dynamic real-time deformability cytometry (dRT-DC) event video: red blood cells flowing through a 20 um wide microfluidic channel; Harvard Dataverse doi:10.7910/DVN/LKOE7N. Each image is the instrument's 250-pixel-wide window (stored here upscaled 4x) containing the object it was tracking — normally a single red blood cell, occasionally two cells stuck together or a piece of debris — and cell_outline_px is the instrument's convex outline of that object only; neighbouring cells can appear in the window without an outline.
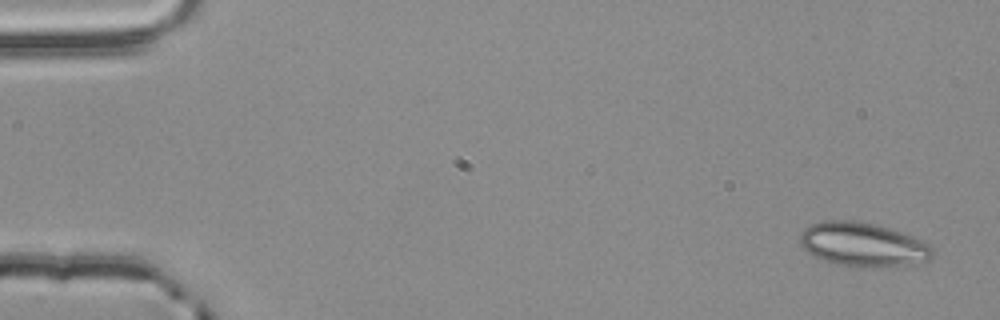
{"species": "common noctule bat (a hibernating species)", "species_latin": "Nyctalus noctula", "temperature_condition": "room temperature", "stored_images_in_passage": 54, "camera_frame_rate_fps": 3000, "um_per_image_px": 0.085, "animal": {"sex": "male", "body_mass_g": 20.4}, "frame": {"image": 1, "passage_image": 1, "time_ms": 0.0, "image_size_px": [1000, 320], "cell_outline_px": [[932, 256], [928, 260], [904, 264], [856, 268], [836, 264], [812, 256], [800, 244], [800, 232], [804, 228], [812, 224], [824, 220], [852, 220], [872, 224], [888, 228], [912, 236], [928, 244], [932, 248]], "centroid_in_image_um": [73.27, 20.78], "position_along_channel_um": 11.7, "area_um2": 33.58}}
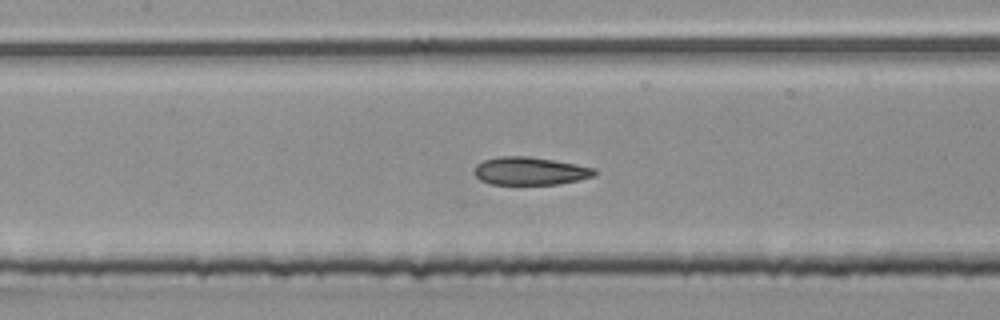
{"frame": {"image": 2, "passage_image": 24, "time_ms": 7.667, "image_size_px": [1000, 320], "cell_outline_px": [[596, 176], [580, 180], [560, 184], [492, 184], [480, 180], [472, 172], [476, 164], [484, 160], [500, 156], [528, 156], [576, 164], [596, 168]], "centroid_in_image_um": [45.06, 14.54], "position_along_channel_um": 162.3, "area_um2": 19.71}}
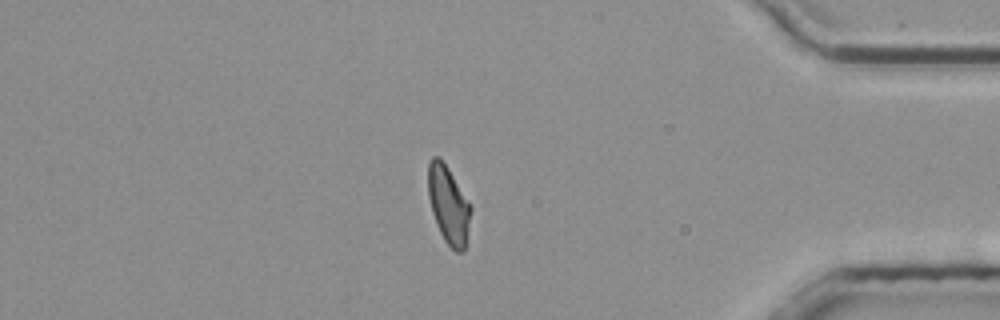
{"frame": {"image": 3, "passage_image": 45, "time_ms": 14.667, "image_size_px": [1000, 320], "cell_outline_px": [[472, 208], [464, 252], [456, 252], [444, 240], [436, 224], [432, 212], [428, 196], [428, 164], [432, 156], [440, 156], [448, 168]], "centroid_in_image_um": [38.1, 17.4], "position_along_channel_um": 397.1, "area_um2": 19.19}, "authors_computed_cell_mechanics": {"area_um2": 20.1433, "velocity_mm_per_s": 3.848, "shape_relaxation_time_tau1_ms": null, "shape_relaxation_time_tau2_ms": 1.7875, "deformation_change_tau1": null, "deformation_change_tau2": 0.0805}}